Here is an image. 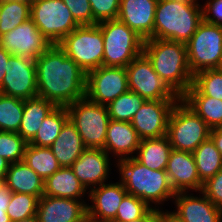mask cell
Masks as SVG:
<instances>
[{"instance_id": "6da1fadb", "label": "cell", "mask_w": 222, "mask_h": 222, "mask_svg": "<svg viewBox=\"0 0 222 222\" xmlns=\"http://www.w3.org/2000/svg\"><path fill=\"white\" fill-rule=\"evenodd\" d=\"M35 63L38 97L64 107L86 97L87 74L57 44Z\"/></svg>"}, {"instance_id": "7a4b0ae2", "label": "cell", "mask_w": 222, "mask_h": 222, "mask_svg": "<svg viewBox=\"0 0 222 222\" xmlns=\"http://www.w3.org/2000/svg\"><path fill=\"white\" fill-rule=\"evenodd\" d=\"M143 53L159 77L181 97L191 86L186 44L157 38L144 40Z\"/></svg>"}, {"instance_id": "3957f363", "label": "cell", "mask_w": 222, "mask_h": 222, "mask_svg": "<svg viewBox=\"0 0 222 222\" xmlns=\"http://www.w3.org/2000/svg\"><path fill=\"white\" fill-rule=\"evenodd\" d=\"M116 168L127 193L145 201L151 208L163 211L164 208L160 206L170 199L173 201L176 193L166 170L150 169L134 157L119 160Z\"/></svg>"}, {"instance_id": "277c9868", "label": "cell", "mask_w": 222, "mask_h": 222, "mask_svg": "<svg viewBox=\"0 0 222 222\" xmlns=\"http://www.w3.org/2000/svg\"><path fill=\"white\" fill-rule=\"evenodd\" d=\"M199 0H158L153 38L186 44L203 21Z\"/></svg>"}, {"instance_id": "5b68a950", "label": "cell", "mask_w": 222, "mask_h": 222, "mask_svg": "<svg viewBox=\"0 0 222 222\" xmlns=\"http://www.w3.org/2000/svg\"><path fill=\"white\" fill-rule=\"evenodd\" d=\"M97 24L104 39L102 66L127 67L143 53L144 39L119 19Z\"/></svg>"}, {"instance_id": "8992f818", "label": "cell", "mask_w": 222, "mask_h": 222, "mask_svg": "<svg viewBox=\"0 0 222 222\" xmlns=\"http://www.w3.org/2000/svg\"><path fill=\"white\" fill-rule=\"evenodd\" d=\"M211 129L181 99L174 105L168 120L167 137L172 149L193 153L210 137Z\"/></svg>"}, {"instance_id": "52a82bcc", "label": "cell", "mask_w": 222, "mask_h": 222, "mask_svg": "<svg viewBox=\"0 0 222 222\" xmlns=\"http://www.w3.org/2000/svg\"><path fill=\"white\" fill-rule=\"evenodd\" d=\"M57 45L86 74L103 65L104 39L98 24L78 26Z\"/></svg>"}, {"instance_id": "ba28073f", "label": "cell", "mask_w": 222, "mask_h": 222, "mask_svg": "<svg viewBox=\"0 0 222 222\" xmlns=\"http://www.w3.org/2000/svg\"><path fill=\"white\" fill-rule=\"evenodd\" d=\"M69 119L87 148L104 149L110 117L106 105L79 99L67 107Z\"/></svg>"}, {"instance_id": "9c48e42d", "label": "cell", "mask_w": 222, "mask_h": 222, "mask_svg": "<svg viewBox=\"0 0 222 222\" xmlns=\"http://www.w3.org/2000/svg\"><path fill=\"white\" fill-rule=\"evenodd\" d=\"M188 65L194 75L219 68L222 61V27L202 21L186 43Z\"/></svg>"}, {"instance_id": "30bf717a", "label": "cell", "mask_w": 222, "mask_h": 222, "mask_svg": "<svg viewBox=\"0 0 222 222\" xmlns=\"http://www.w3.org/2000/svg\"><path fill=\"white\" fill-rule=\"evenodd\" d=\"M30 18L52 45L80 26L62 0H31Z\"/></svg>"}, {"instance_id": "8fae6325", "label": "cell", "mask_w": 222, "mask_h": 222, "mask_svg": "<svg viewBox=\"0 0 222 222\" xmlns=\"http://www.w3.org/2000/svg\"><path fill=\"white\" fill-rule=\"evenodd\" d=\"M128 88L146 101L179 100L180 97L154 71L144 53L137 56L127 67Z\"/></svg>"}, {"instance_id": "7c38bea8", "label": "cell", "mask_w": 222, "mask_h": 222, "mask_svg": "<svg viewBox=\"0 0 222 222\" xmlns=\"http://www.w3.org/2000/svg\"><path fill=\"white\" fill-rule=\"evenodd\" d=\"M128 90L126 67L100 66L87 73L86 97L92 102L107 105Z\"/></svg>"}, {"instance_id": "4fadbf2b", "label": "cell", "mask_w": 222, "mask_h": 222, "mask_svg": "<svg viewBox=\"0 0 222 222\" xmlns=\"http://www.w3.org/2000/svg\"><path fill=\"white\" fill-rule=\"evenodd\" d=\"M0 93L24 100L37 97L38 90L35 60L11 55Z\"/></svg>"}, {"instance_id": "5bb4252c", "label": "cell", "mask_w": 222, "mask_h": 222, "mask_svg": "<svg viewBox=\"0 0 222 222\" xmlns=\"http://www.w3.org/2000/svg\"><path fill=\"white\" fill-rule=\"evenodd\" d=\"M51 45L31 18L14 30L0 36V47L4 48L8 53L34 60Z\"/></svg>"}, {"instance_id": "9a60e30c", "label": "cell", "mask_w": 222, "mask_h": 222, "mask_svg": "<svg viewBox=\"0 0 222 222\" xmlns=\"http://www.w3.org/2000/svg\"><path fill=\"white\" fill-rule=\"evenodd\" d=\"M178 100L145 101L131 120L140 139L167 135L170 113Z\"/></svg>"}, {"instance_id": "2e32d148", "label": "cell", "mask_w": 222, "mask_h": 222, "mask_svg": "<svg viewBox=\"0 0 222 222\" xmlns=\"http://www.w3.org/2000/svg\"><path fill=\"white\" fill-rule=\"evenodd\" d=\"M110 182L88 191L87 219L94 222H109L115 219L127 191L120 180L116 183Z\"/></svg>"}, {"instance_id": "e0dca14e", "label": "cell", "mask_w": 222, "mask_h": 222, "mask_svg": "<svg viewBox=\"0 0 222 222\" xmlns=\"http://www.w3.org/2000/svg\"><path fill=\"white\" fill-rule=\"evenodd\" d=\"M110 163L111 156L104 149L86 148L71 168L80 183L89 191L108 182L113 165Z\"/></svg>"}, {"instance_id": "ac0fdd59", "label": "cell", "mask_w": 222, "mask_h": 222, "mask_svg": "<svg viewBox=\"0 0 222 222\" xmlns=\"http://www.w3.org/2000/svg\"><path fill=\"white\" fill-rule=\"evenodd\" d=\"M86 200L43 195L36 212L38 222H84L87 219Z\"/></svg>"}, {"instance_id": "d6986e66", "label": "cell", "mask_w": 222, "mask_h": 222, "mask_svg": "<svg viewBox=\"0 0 222 222\" xmlns=\"http://www.w3.org/2000/svg\"><path fill=\"white\" fill-rule=\"evenodd\" d=\"M179 192L173 198L172 212L184 222H222V210L217 208L201 191L199 195Z\"/></svg>"}, {"instance_id": "ffe728a7", "label": "cell", "mask_w": 222, "mask_h": 222, "mask_svg": "<svg viewBox=\"0 0 222 222\" xmlns=\"http://www.w3.org/2000/svg\"><path fill=\"white\" fill-rule=\"evenodd\" d=\"M170 184L175 193L198 192L203 183L197 173L194 156L191 152L172 149L166 167Z\"/></svg>"}, {"instance_id": "44dd1931", "label": "cell", "mask_w": 222, "mask_h": 222, "mask_svg": "<svg viewBox=\"0 0 222 222\" xmlns=\"http://www.w3.org/2000/svg\"><path fill=\"white\" fill-rule=\"evenodd\" d=\"M157 2L158 0H120L117 19L144 40L152 39Z\"/></svg>"}, {"instance_id": "7402d4cb", "label": "cell", "mask_w": 222, "mask_h": 222, "mask_svg": "<svg viewBox=\"0 0 222 222\" xmlns=\"http://www.w3.org/2000/svg\"><path fill=\"white\" fill-rule=\"evenodd\" d=\"M140 138L130 122L110 120L104 150L114 158L113 163L132 158L137 153ZM116 157V158H115Z\"/></svg>"}, {"instance_id": "603a6c76", "label": "cell", "mask_w": 222, "mask_h": 222, "mask_svg": "<svg viewBox=\"0 0 222 222\" xmlns=\"http://www.w3.org/2000/svg\"><path fill=\"white\" fill-rule=\"evenodd\" d=\"M49 148L61 167H71L87 147L75 125L68 119Z\"/></svg>"}, {"instance_id": "cb8c5ba5", "label": "cell", "mask_w": 222, "mask_h": 222, "mask_svg": "<svg viewBox=\"0 0 222 222\" xmlns=\"http://www.w3.org/2000/svg\"><path fill=\"white\" fill-rule=\"evenodd\" d=\"M5 187L10 192L34 195L40 198L44 193V180L24 161L12 163L5 178Z\"/></svg>"}, {"instance_id": "d4e9b609", "label": "cell", "mask_w": 222, "mask_h": 222, "mask_svg": "<svg viewBox=\"0 0 222 222\" xmlns=\"http://www.w3.org/2000/svg\"><path fill=\"white\" fill-rule=\"evenodd\" d=\"M43 195L84 200L88 191L71 167H61L44 181Z\"/></svg>"}, {"instance_id": "484cf974", "label": "cell", "mask_w": 222, "mask_h": 222, "mask_svg": "<svg viewBox=\"0 0 222 222\" xmlns=\"http://www.w3.org/2000/svg\"><path fill=\"white\" fill-rule=\"evenodd\" d=\"M180 99L199 115L210 129L222 127V100L201 94L193 85Z\"/></svg>"}, {"instance_id": "4316f807", "label": "cell", "mask_w": 222, "mask_h": 222, "mask_svg": "<svg viewBox=\"0 0 222 222\" xmlns=\"http://www.w3.org/2000/svg\"><path fill=\"white\" fill-rule=\"evenodd\" d=\"M56 107L53 102L38 96L25 99L18 134L29 143L38 132L45 117Z\"/></svg>"}, {"instance_id": "83f0119b", "label": "cell", "mask_w": 222, "mask_h": 222, "mask_svg": "<svg viewBox=\"0 0 222 222\" xmlns=\"http://www.w3.org/2000/svg\"><path fill=\"white\" fill-rule=\"evenodd\" d=\"M172 146L167 135L158 138L141 139L134 158L153 170H166Z\"/></svg>"}, {"instance_id": "f1b7e54d", "label": "cell", "mask_w": 222, "mask_h": 222, "mask_svg": "<svg viewBox=\"0 0 222 222\" xmlns=\"http://www.w3.org/2000/svg\"><path fill=\"white\" fill-rule=\"evenodd\" d=\"M192 154L202 183L222 169V155L211 137L204 140Z\"/></svg>"}, {"instance_id": "f546056e", "label": "cell", "mask_w": 222, "mask_h": 222, "mask_svg": "<svg viewBox=\"0 0 222 222\" xmlns=\"http://www.w3.org/2000/svg\"><path fill=\"white\" fill-rule=\"evenodd\" d=\"M30 0H0V36L30 19Z\"/></svg>"}, {"instance_id": "4dcf8cb0", "label": "cell", "mask_w": 222, "mask_h": 222, "mask_svg": "<svg viewBox=\"0 0 222 222\" xmlns=\"http://www.w3.org/2000/svg\"><path fill=\"white\" fill-rule=\"evenodd\" d=\"M68 119L69 115L67 108L64 106H57L45 117L38 132L28 144L50 147Z\"/></svg>"}, {"instance_id": "1f68e13d", "label": "cell", "mask_w": 222, "mask_h": 222, "mask_svg": "<svg viewBox=\"0 0 222 222\" xmlns=\"http://www.w3.org/2000/svg\"><path fill=\"white\" fill-rule=\"evenodd\" d=\"M23 161L44 181L61 168L49 147L27 144Z\"/></svg>"}, {"instance_id": "d6a6232c", "label": "cell", "mask_w": 222, "mask_h": 222, "mask_svg": "<svg viewBox=\"0 0 222 222\" xmlns=\"http://www.w3.org/2000/svg\"><path fill=\"white\" fill-rule=\"evenodd\" d=\"M146 100L128 90L106 105L109 117L114 121L131 122L133 116Z\"/></svg>"}, {"instance_id": "836d02e7", "label": "cell", "mask_w": 222, "mask_h": 222, "mask_svg": "<svg viewBox=\"0 0 222 222\" xmlns=\"http://www.w3.org/2000/svg\"><path fill=\"white\" fill-rule=\"evenodd\" d=\"M23 108L24 99L0 93V131L18 133Z\"/></svg>"}, {"instance_id": "e575fe53", "label": "cell", "mask_w": 222, "mask_h": 222, "mask_svg": "<svg viewBox=\"0 0 222 222\" xmlns=\"http://www.w3.org/2000/svg\"><path fill=\"white\" fill-rule=\"evenodd\" d=\"M38 202L37 196L10 192V202L6 213L12 222L36 216Z\"/></svg>"}, {"instance_id": "d590c367", "label": "cell", "mask_w": 222, "mask_h": 222, "mask_svg": "<svg viewBox=\"0 0 222 222\" xmlns=\"http://www.w3.org/2000/svg\"><path fill=\"white\" fill-rule=\"evenodd\" d=\"M192 85L203 95L222 100V70L206 69L193 75Z\"/></svg>"}, {"instance_id": "8d00e7d4", "label": "cell", "mask_w": 222, "mask_h": 222, "mask_svg": "<svg viewBox=\"0 0 222 222\" xmlns=\"http://www.w3.org/2000/svg\"><path fill=\"white\" fill-rule=\"evenodd\" d=\"M27 142L15 132L0 131V156L7 161H23Z\"/></svg>"}, {"instance_id": "74e56055", "label": "cell", "mask_w": 222, "mask_h": 222, "mask_svg": "<svg viewBox=\"0 0 222 222\" xmlns=\"http://www.w3.org/2000/svg\"><path fill=\"white\" fill-rule=\"evenodd\" d=\"M150 209L151 207L145 201L127 193L118 207L114 220L132 221L143 217Z\"/></svg>"}, {"instance_id": "f35d334b", "label": "cell", "mask_w": 222, "mask_h": 222, "mask_svg": "<svg viewBox=\"0 0 222 222\" xmlns=\"http://www.w3.org/2000/svg\"><path fill=\"white\" fill-rule=\"evenodd\" d=\"M93 14V25L105 21L117 19L120 8V0H89Z\"/></svg>"}, {"instance_id": "ab89813d", "label": "cell", "mask_w": 222, "mask_h": 222, "mask_svg": "<svg viewBox=\"0 0 222 222\" xmlns=\"http://www.w3.org/2000/svg\"><path fill=\"white\" fill-rule=\"evenodd\" d=\"M69 8L74 20L80 25H93V14L89 0H62Z\"/></svg>"}, {"instance_id": "60d3db41", "label": "cell", "mask_w": 222, "mask_h": 222, "mask_svg": "<svg viewBox=\"0 0 222 222\" xmlns=\"http://www.w3.org/2000/svg\"><path fill=\"white\" fill-rule=\"evenodd\" d=\"M201 192L222 210V169L203 183Z\"/></svg>"}, {"instance_id": "b9f144b4", "label": "cell", "mask_w": 222, "mask_h": 222, "mask_svg": "<svg viewBox=\"0 0 222 222\" xmlns=\"http://www.w3.org/2000/svg\"><path fill=\"white\" fill-rule=\"evenodd\" d=\"M201 7L203 21L222 27V0H206Z\"/></svg>"}, {"instance_id": "7bdbcfd3", "label": "cell", "mask_w": 222, "mask_h": 222, "mask_svg": "<svg viewBox=\"0 0 222 222\" xmlns=\"http://www.w3.org/2000/svg\"><path fill=\"white\" fill-rule=\"evenodd\" d=\"M162 210L151 208L143 217L127 222H161ZM109 222H124L111 220Z\"/></svg>"}, {"instance_id": "ee69618b", "label": "cell", "mask_w": 222, "mask_h": 222, "mask_svg": "<svg viewBox=\"0 0 222 222\" xmlns=\"http://www.w3.org/2000/svg\"><path fill=\"white\" fill-rule=\"evenodd\" d=\"M10 56V53H8L4 48L0 47V90L2 87L4 76L9 66Z\"/></svg>"}, {"instance_id": "f6af8a7d", "label": "cell", "mask_w": 222, "mask_h": 222, "mask_svg": "<svg viewBox=\"0 0 222 222\" xmlns=\"http://www.w3.org/2000/svg\"><path fill=\"white\" fill-rule=\"evenodd\" d=\"M210 137L222 155V127L211 129Z\"/></svg>"}, {"instance_id": "bcb514c9", "label": "cell", "mask_w": 222, "mask_h": 222, "mask_svg": "<svg viewBox=\"0 0 222 222\" xmlns=\"http://www.w3.org/2000/svg\"><path fill=\"white\" fill-rule=\"evenodd\" d=\"M10 202V191L4 187L0 191V211H6Z\"/></svg>"}, {"instance_id": "7dc6e473", "label": "cell", "mask_w": 222, "mask_h": 222, "mask_svg": "<svg viewBox=\"0 0 222 222\" xmlns=\"http://www.w3.org/2000/svg\"><path fill=\"white\" fill-rule=\"evenodd\" d=\"M161 222H184L180 220L173 212L168 211L165 209V211H162V217H161Z\"/></svg>"}, {"instance_id": "c3c4849f", "label": "cell", "mask_w": 222, "mask_h": 222, "mask_svg": "<svg viewBox=\"0 0 222 222\" xmlns=\"http://www.w3.org/2000/svg\"><path fill=\"white\" fill-rule=\"evenodd\" d=\"M10 162L7 161L5 158L0 156V179H5L7 171L10 166Z\"/></svg>"}, {"instance_id": "681fc988", "label": "cell", "mask_w": 222, "mask_h": 222, "mask_svg": "<svg viewBox=\"0 0 222 222\" xmlns=\"http://www.w3.org/2000/svg\"><path fill=\"white\" fill-rule=\"evenodd\" d=\"M0 222H12L6 211H0Z\"/></svg>"}, {"instance_id": "f907efd6", "label": "cell", "mask_w": 222, "mask_h": 222, "mask_svg": "<svg viewBox=\"0 0 222 222\" xmlns=\"http://www.w3.org/2000/svg\"><path fill=\"white\" fill-rule=\"evenodd\" d=\"M16 222H38V219H37V216H31L29 218L22 219Z\"/></svg>"}, {"instance_id": "816d5d0a", "label": "cell", "mask_w": 222, "mask_h": 222, "mask_svg": "<svg viewBox=\"0 0 222 222\" xmlns=\"http://www.w3.org/2000/svg\"><path fill=\"white\" fill-rule=\"evenodd\" d=\"M5 187V179H0V191Z\"/></svg>"}, {"instance_id": "f5cc1de1", "label": "cell", "mask_w": 222, "mask_h": 222, "mask_svg": "<svg viewBox=\"0 0 222 222\" xmlns=\"http://www.w3.org/2000/svg\"><path fill=\"white\" fill-rule=\"evenodd\" d=\"M84 222H94V221H91V220H89V219H86Z\"/></svg>"}, {"instance_id": "db71d44e", "label": "cell", "mask_w": 222, "mask_h": 222, "mask_svg": "<svg viewBox=\"0 0 222 222\" xmlns=\"http://www.w3.org/2000/svg\"><path fill=\"white\" fill-rule=\"evenodd\" d=\"M219 69H221V70H222V61H221V64H220V66H219Z\"/></svg>"}]
</instances>
